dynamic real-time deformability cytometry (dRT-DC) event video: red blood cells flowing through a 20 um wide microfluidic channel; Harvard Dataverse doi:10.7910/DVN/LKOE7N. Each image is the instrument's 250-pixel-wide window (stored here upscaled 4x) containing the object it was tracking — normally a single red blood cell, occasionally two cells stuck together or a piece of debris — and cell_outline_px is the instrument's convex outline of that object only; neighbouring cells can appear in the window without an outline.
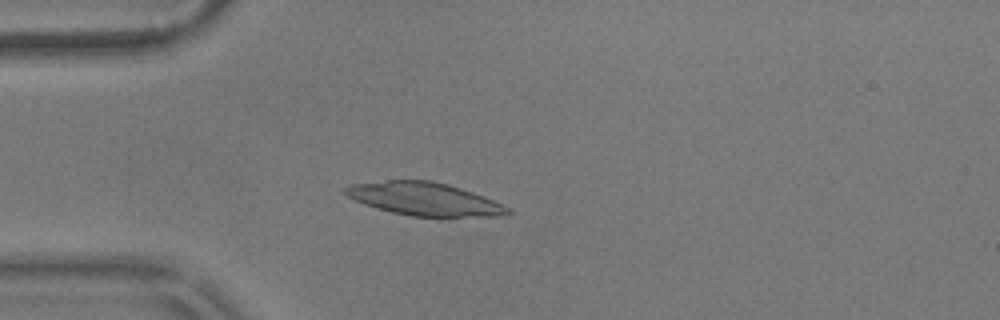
{"species": "common noctule bat (a hibernating species)", "species_latin": "Nyctalus noctula", "temperature_condition": "warm", "stored_images_in_passage": 56, "camera_frame_rate_fps": 3000, "um_per_image_px": 0.085, "animal": {"sex": "male", "body_mass_g": 17.9}, "frame": {"image": 1, "passage_image": 15, "time_ms": 4.667, "image_size_px": [1000, 320], "cell_outline_px": [[512, 212], [508, 216], [412, 216], [392, 212], [364, 204], [348, 196], [344, 192], [344, 188], [352, 184], [388, 180], [432, 180], [448, 184], [484, 196], [512, 208]], "centroid_in_image_um": [36.13, 16.91], "position_along_channel_um": 48.9, "area_um2": 31.1}}
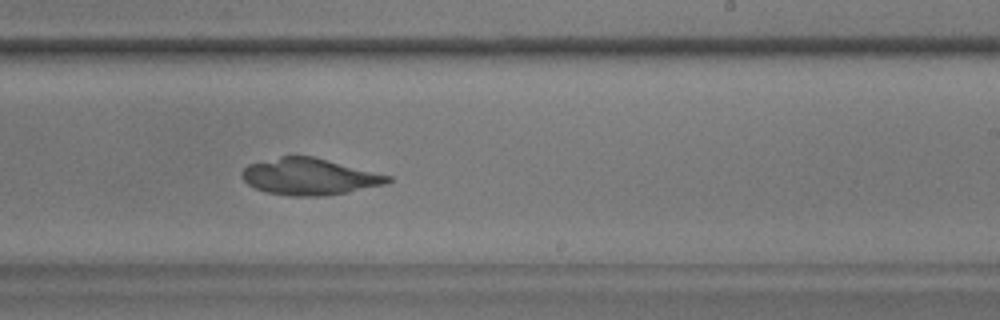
{"frame": {"image": 2, "passage_image": 34, "time_ms": 11.0, "image_size_px": [1000, 320], "cell_outline_px": [[392, 180], [384, 184], [348, 192], [324, 196], [288, 196], [264, 192], [248, 184], [240, 176], [240, 172], [248, 164], [280, 156], [312, 156], [392, 176]], "centroid_in_image_um": [26.26, 15.02], "position_along_channel_um": 262.7, "area_um2": 31.1}}
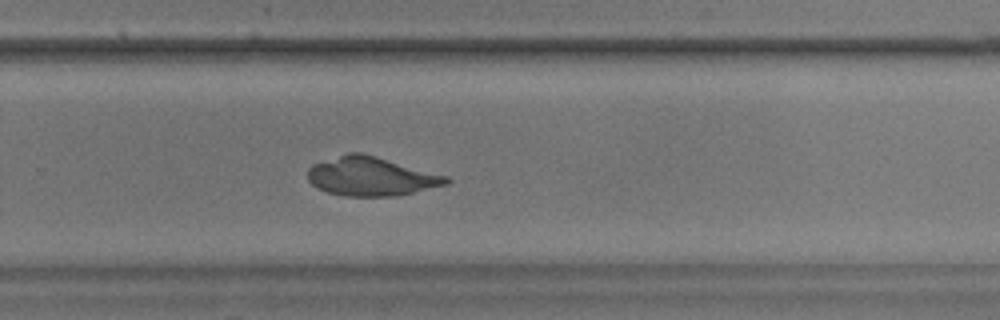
{"frame": {"image": 3, "passage_image": 37, "time_ms": 12.0, "image_size_px": [1000, 320], "cell_outline_px": [[452, 180], [448, 184], [396, 196], [348, 196], [328, 192], [316, 188], [308, 180], [308, 168], [312, 164], [348, 152], [360, 152], [376, 156], [448, 176]], "centroid_in_image_um": [31.54, 14.99], "position_along_channel_um": 298.3, "area_um2": 31.39}}